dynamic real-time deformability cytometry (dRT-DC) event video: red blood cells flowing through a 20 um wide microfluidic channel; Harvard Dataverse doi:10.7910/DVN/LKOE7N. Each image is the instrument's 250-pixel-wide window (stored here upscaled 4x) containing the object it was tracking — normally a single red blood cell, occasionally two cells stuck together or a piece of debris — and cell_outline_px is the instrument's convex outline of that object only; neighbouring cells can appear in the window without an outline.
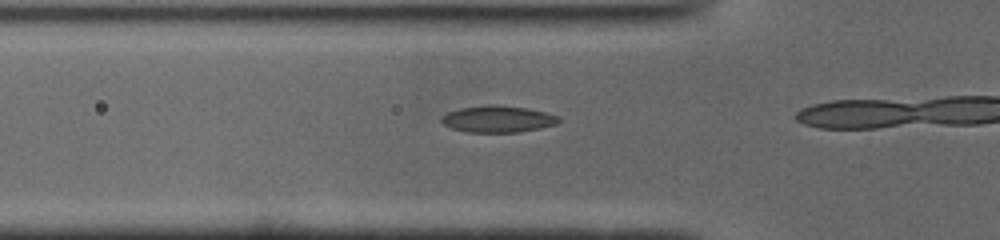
{"species": "common noctule bat (a hibernating species)", "species_latin": "Nyctalus noctula", "temperature_condition": "cold", "stored_images_in_passage": 5, "camera_frame_rate_fps": 3000, "um_per_image_px": 0.085, "animal": {"sex": "male", "body_mass_g": 19.0, "forearm_length_mm": 50.8}, "frame": {"image": 1, "passage_image": 3, "time_ms": 0.667, "image_size_px": [1000, 240], "cell_outline_px": [[560, 120], [556, 124], [540, 128], [516, 132], [464, 132], [452, 128], [444, 124], [440, 120], [440, 116], [448, 112], [460, 108], [528, 108], [544, 112], [556, 116]], "centroid_in_image_um": [42.28, 10.18], "position_along_channel_um": 83.5, "area_um2": 17.11}}